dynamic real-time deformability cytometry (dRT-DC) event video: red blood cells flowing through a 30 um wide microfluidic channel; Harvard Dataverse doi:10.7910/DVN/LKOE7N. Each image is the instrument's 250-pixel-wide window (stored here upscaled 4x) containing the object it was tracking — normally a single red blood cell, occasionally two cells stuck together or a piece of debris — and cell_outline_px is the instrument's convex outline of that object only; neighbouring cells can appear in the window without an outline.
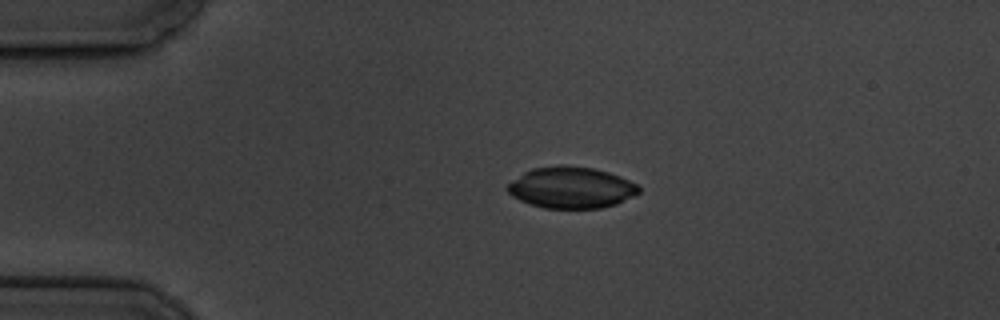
{"species": "common noctule bat (a hibernating species)", "species_latin": "Nyctalus noctula", "temperature_condition": "cold", "stored_images_in_passage": 2, "camera_frame_rate_fps": 3000, "um_per_image_px": 0.085, "animal": {"sex": "male", "body_mass_g": 19.5, "forearm_length_mm": 54.6}, "frame": {"image": 1, "passage_image": 1, "time_ms": 0.0, "image_size_px": [1000, 320], "cell_outline_px": [[640, 192], [616, 204], [600, 208], [544, 208], [520, 200], [512, 196], [504, 188], [512, 180], [524, 172], [532, 168], [560, 164], [564, 164], [596, 168], [620, 176], [636, 184], [640, 188]], "centroid_in_image_um": [48.53, 15.92], "position_along_channel_um": 36.5, "area_um2": 31.79}}